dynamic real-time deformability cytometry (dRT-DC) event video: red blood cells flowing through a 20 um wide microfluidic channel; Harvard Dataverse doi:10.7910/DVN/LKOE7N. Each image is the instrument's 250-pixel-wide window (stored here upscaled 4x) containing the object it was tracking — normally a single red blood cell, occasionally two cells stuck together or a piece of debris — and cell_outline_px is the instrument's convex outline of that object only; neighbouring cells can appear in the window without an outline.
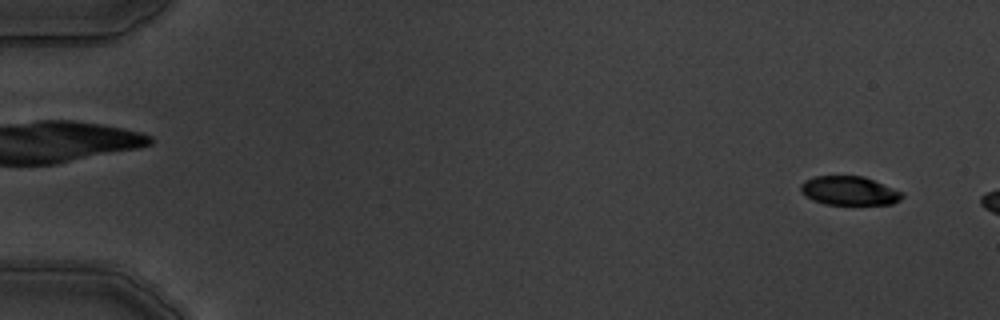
{"species": "common noctule bat (a hibernating species)", "species_latin": "Nyctalus noctula", "temperature_condition": "warm", "stored_images_in_passage": 3, "camera_frame_rate_fps": 3000, "um_per_image_px": 0.085, "animal": {"sex": "male", "body_mass_g": 19.5, "forearm_length_mm": 54.6}, "frame": {"image": 1, "passage_image": 1, "time_ms": 0.0, "image_size_px": [1000, 320], "cell_outline_px": [[904, 196], [900, 200], [892, 204], [824, 204], [812, 200], [804, 196], [800, 192], [800, 184], [804, 180], [812, 176], [864, 176], [904, 192]], "centroid_in_image_um": [72.16, 16.21], "position_along_channel_um": 12.8, "area_um2": 17.34}}